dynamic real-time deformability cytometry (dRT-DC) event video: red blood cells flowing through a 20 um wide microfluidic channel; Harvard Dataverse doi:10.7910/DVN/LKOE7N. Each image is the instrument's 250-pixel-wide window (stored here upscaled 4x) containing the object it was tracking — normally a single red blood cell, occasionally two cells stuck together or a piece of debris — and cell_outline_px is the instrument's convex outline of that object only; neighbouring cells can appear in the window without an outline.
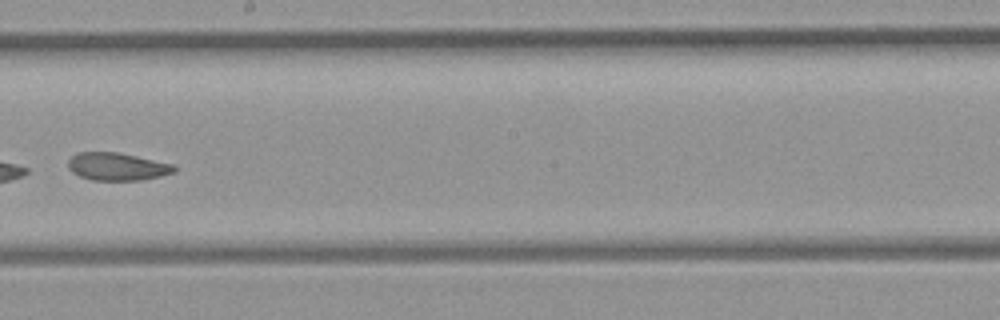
{"species": "common noctule bat (a hibernating species)", "species_latin": "Nyctalus noctula", "temperature_condition": "room temperature", "stored_images_in_passage": 42, "camera_frame_rate_fps": 3000, "um_per_image_px": 0.085, "animal": {"sex": "female", "body_mass_g": 21.9}, "frame": {"image": 1, "passage_image": 24, "time_ms": 7.667, "image_size_px": [1000, 320], "cell_outline_px": [[176, 172], [160, 176], [140, 180], [92, 180], [80, 176], [72, 172], [68, 168], [68, 160], [76, 152], [116, 152], [176, 164]], "centroid_in_image_um": [9.97, 14.15], "position_along_channel_um": 238.2, "area_um2": 17.22}}